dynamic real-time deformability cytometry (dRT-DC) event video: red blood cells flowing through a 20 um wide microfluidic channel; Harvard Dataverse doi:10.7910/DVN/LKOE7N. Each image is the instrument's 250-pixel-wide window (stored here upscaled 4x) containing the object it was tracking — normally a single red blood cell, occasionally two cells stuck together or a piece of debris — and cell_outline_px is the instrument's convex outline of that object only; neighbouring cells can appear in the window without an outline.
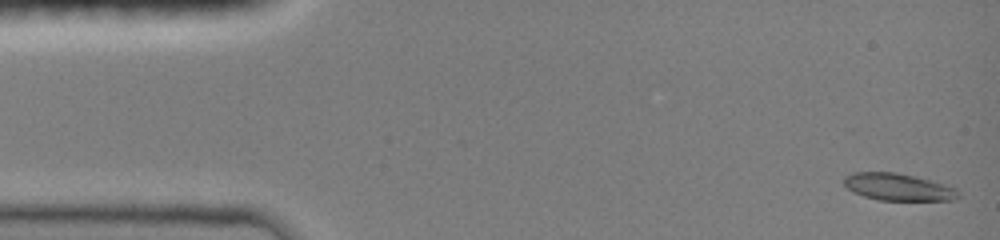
{"species": "common noctule bat (a hibernating species)", "species_latin": "Nyctalus noctula", "temperature_condition": "room temperature", "stored_images_in_passage": 13, "camera_frame_rate_fps": 3000, "um_per_image_px": 0.085, "animal": {"sex": "female", "body_mass_g": 19.0, "forearm_length_mm": 51.5}, "frame": {"image": 1, "passage_image": 1, "time_ms": 0.0, "image_size_px": [1000, 240], "cell_outline_px": [[960, 196], [956, 200], [880, 200], [864, 196], [852, 192], [844, 184], [844, 176], [852, 172], [896, 172], [916, 176], [956, 188], [960, 192]], "centroid_in_image_um": [76.34, 15.89], "position_along_channel_um": 8.7, "area_um2": 18.15}}
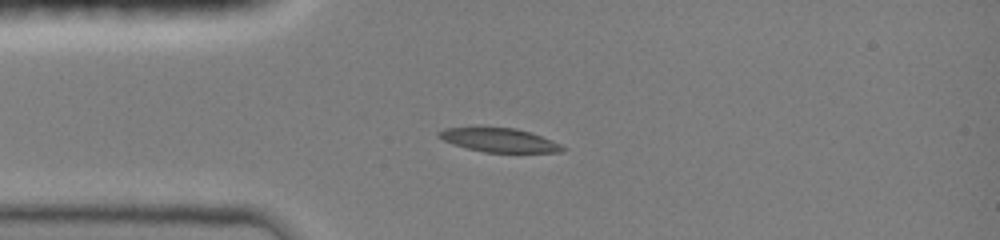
{"frame": {"image": 2, "passage_image": 8, "time_ms": 3.333, "image_size_px": [1000, 240], "cell_outline_px": [[568, 148], [564, 152], [484, 152], [468, 148], [444, 140], [436, 136], [436, 132], [444, 128], [480, 124], [516, 128], [552, 140]], "centroid_in_image_um": [42.37, 11.85], "position_along_channel_um": 42.6, "area_um2": 17.92}}
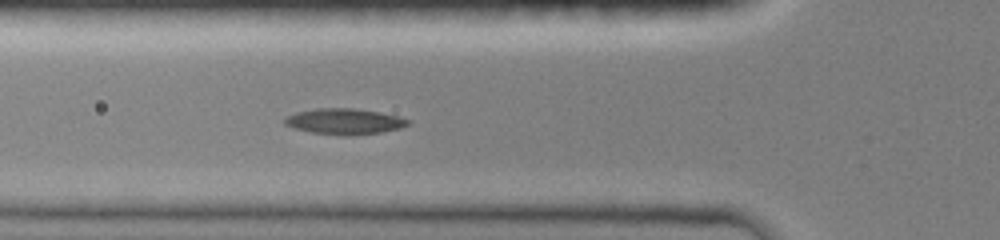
{"frame": {"image": 3, "passage_image": 13, "time_ms": 5.0, "image_size_px": [1000, 240], "cell_outline_px": [[412, 120], [408, 124], [400, 128], [380, 132], [348, 136], [312, 132], [296, 128], [284, 124], [284, 116], [296, 112], [316, 108], [352, 108], [380, 112], [400, 116]], "centroid_in_image_um": [29.29, 10.31], "position_along_channel_um": 96.5, "area_um2": 18.55}}